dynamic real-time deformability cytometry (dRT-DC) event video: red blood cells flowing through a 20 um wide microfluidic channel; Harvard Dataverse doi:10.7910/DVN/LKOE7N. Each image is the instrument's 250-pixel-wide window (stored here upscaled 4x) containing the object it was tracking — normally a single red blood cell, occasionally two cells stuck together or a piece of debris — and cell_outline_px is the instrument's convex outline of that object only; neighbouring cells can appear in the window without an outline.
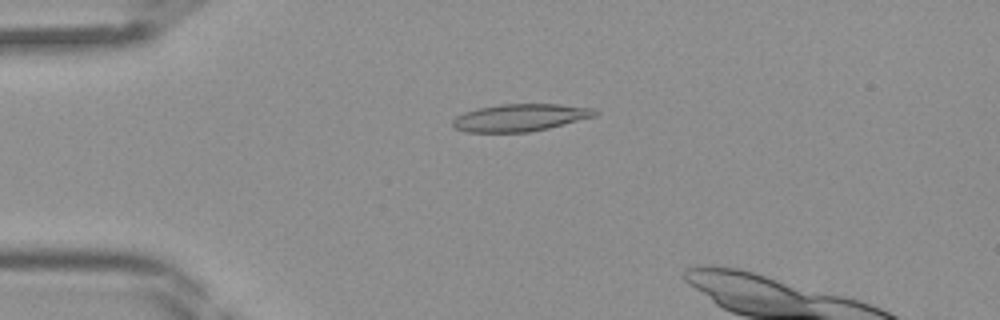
{"species": "Egyptian fruit bat (a non-hibernating species)", "species_latin": "Rousettus aegyptiacus", "temperature_condition": "room temperature", "stored_images_in_passage": 36, "camera_frame_rate_fps": 3000, "um_per_image_px": 0.085, "frame": {"image": 1, "passage_image": 10, "time_ms": 3.0, "image_size_px": [1000, 320], "cell_outline_px": [[600, 112], [596, 116], [548, 128], [528, 132], [464, 132], [452, 128], [452, 120], [456, 116], [464, 112], [480, 108], [500, 104], [556, 104], [596, 108]], "centroid_in_image_um": [44.21, 10.0], "position_along_channel_um": 40.8, "area_um2": 22.77}}
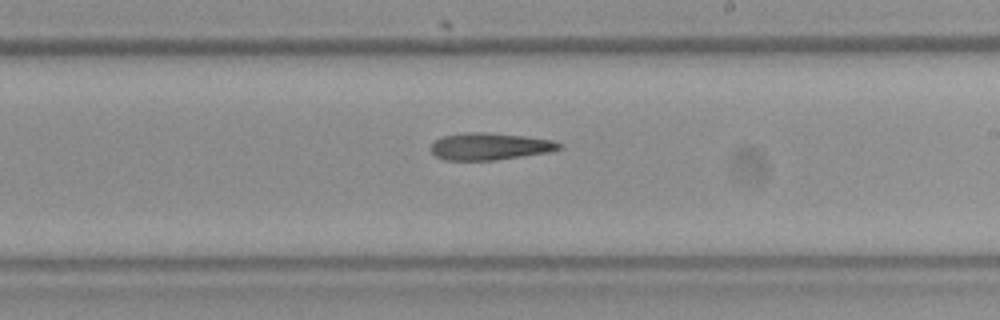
{"frame": {"image": 2, "passage_image": 25, "time_ms": 8.0, "image_size_px": [1000, 320], "cell_outline_px": [[564, 148], [552, 152], [496, 160], [444, 160], [436, 156], [432, 152], [432, 144], [436, 140], [444, 136], [468, 132], [488, 132], [528, 136], [552, 140], [564, 144]], "centroid_in_image_um": [41.73, 12.44], "position_along_channel_um": 247.3, "area_um2": 20.46}}
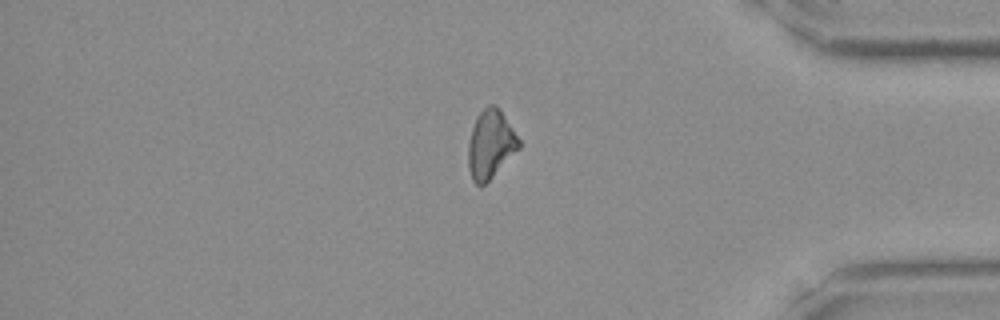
{"frame": {"image": 3, "passage_image": 36, "time_ms": 11.667, "image_size_px": [1000, 320], "cell_outline_px": [[520, 148], [484, 184], [476, 184], [472, 180], [468, 168], [468, 144], [472, 128], [476, 116], [488, 104], [496, 104], [500, 108], [520, 140]], "centroid_in_image_um": [41.69, 12.22], "position_along_channel_um": 393.5, "area_um2": 20.11}}